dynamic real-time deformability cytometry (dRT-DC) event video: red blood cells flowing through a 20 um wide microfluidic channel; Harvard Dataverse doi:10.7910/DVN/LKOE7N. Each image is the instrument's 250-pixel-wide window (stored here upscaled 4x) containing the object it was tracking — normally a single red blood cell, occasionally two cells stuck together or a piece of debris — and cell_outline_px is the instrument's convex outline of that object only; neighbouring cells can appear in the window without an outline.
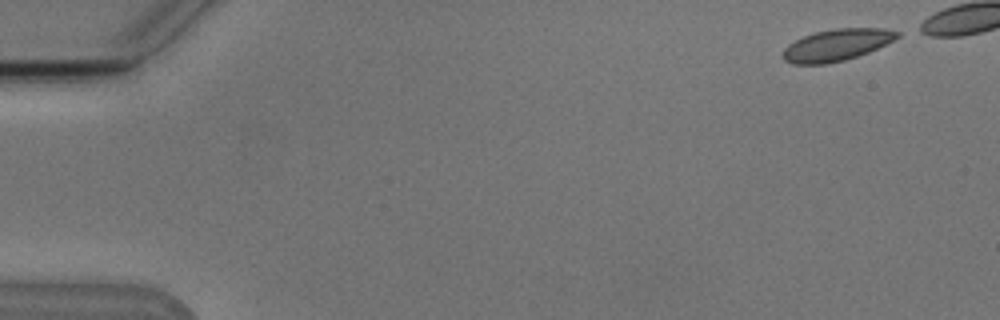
{"species": "Egyptian fruit bat (a non-hibernating species)", "species_latin": "Rousettus aegyptiacus", "temperature_condition": "cold", "stored_images_in_passage": 7, "camera_frame_rate_fps": 3000, "um_per_image_px": 0.085, "animal": {"sex": "male"}, "frame": {"image": 1, "passage_image": 1, "time_ms": 0.0, "image_size_px": [1000, 320], "cell_outline_px": [[900, 36], [868, 52], [844, 60], [828, 64], [792, 64], [784, 60], [784, 48], [788, 44], [804, 36], [816, 32], [836, 28], [884, 28], [900, 32]], "centroid_in_image_um": [71.1, 3.82], "position_along_channel_um": 13.9, "area_um2": 20.87}}